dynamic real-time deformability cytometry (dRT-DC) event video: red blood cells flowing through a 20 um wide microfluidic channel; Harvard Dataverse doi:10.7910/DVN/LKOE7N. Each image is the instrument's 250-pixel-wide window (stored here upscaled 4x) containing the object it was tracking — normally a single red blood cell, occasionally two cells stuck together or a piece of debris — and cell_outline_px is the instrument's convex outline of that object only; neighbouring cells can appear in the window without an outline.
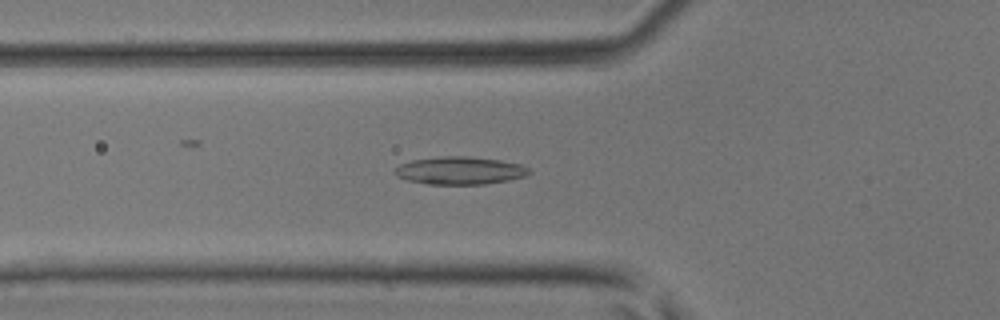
{"species": "common noctule bat (a hibernating species)", "species_latin": "Nyctalus noctula", "temperature_condition": "room temperature", "stored_images_in_passage": 43, "camera_frame_rate_fps": 3000, "um_per_image_px": 0.085, "animal": {"sex": "male", "body_mass_g": 17.9, "forearm_length_mm": 54.2}, "frame": {"image": 1, "passage_image": 13, "time_ms": 4.0, "image_size_px": [1000, 320], "cell_outline_px": [[532, 172], [524, 176], [508, 180], [484, 184], [428, 184], [408, 180], [396, 176], [392, 172], [392, 168], [400, 164], [412, 160], [440, 156], [468, 156], [500, 160], [520, 164], [528, 168]], "centroid_in_image_um": [39.04, 14.49], "position_along_channel_um": 86.8, "area_um2": 21.79}}
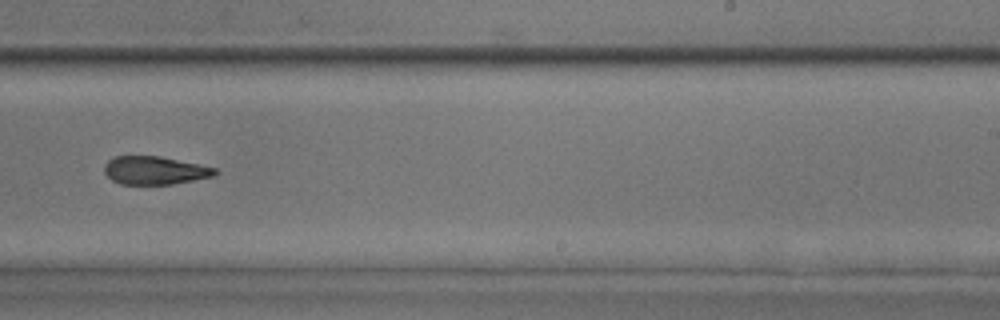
{"frame": {"image": 2, "passage_image": 26, "time_ms": 8.333, "image_size_px": [1000, 320], "cell_outline_px": [[220, 172], [212, 176], [172, 184], [120, 184], [112, 180], [104, 172], [104, 164], [112, 156], [160, 156], [200, 164], [216, 168]], "centroid_in_image_um": [13.14, 14.47], "position_along_channel_um": 275.9, "area_um2": 18.21}}
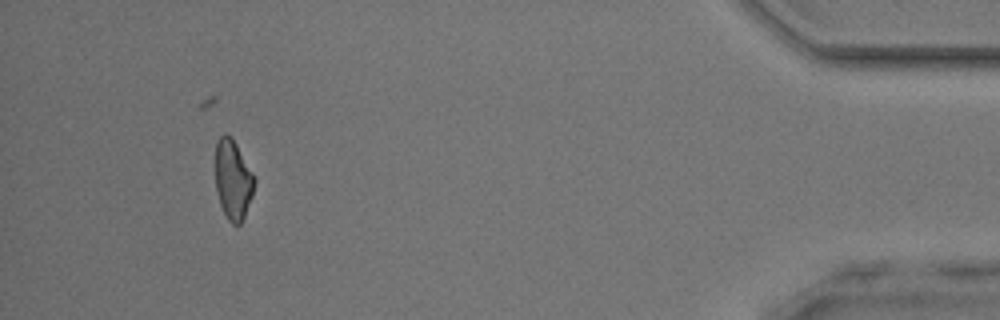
{"frame": {"image": 3, "passage_image": 40, "time_ms": 13.0, "image_size_px": [1000, 320], "cell_outline_px": [[256, 180], [252, 196], [244, 216], [240, 224], [232, 224], [228, 220], [220, 204], [216, 188], [216, 140], [224, 132], [232, 136]], "centroid_in_image_um": [19.8, 15.24], "position_along_channel_um": 415.4, "area_um2": 17.98}}